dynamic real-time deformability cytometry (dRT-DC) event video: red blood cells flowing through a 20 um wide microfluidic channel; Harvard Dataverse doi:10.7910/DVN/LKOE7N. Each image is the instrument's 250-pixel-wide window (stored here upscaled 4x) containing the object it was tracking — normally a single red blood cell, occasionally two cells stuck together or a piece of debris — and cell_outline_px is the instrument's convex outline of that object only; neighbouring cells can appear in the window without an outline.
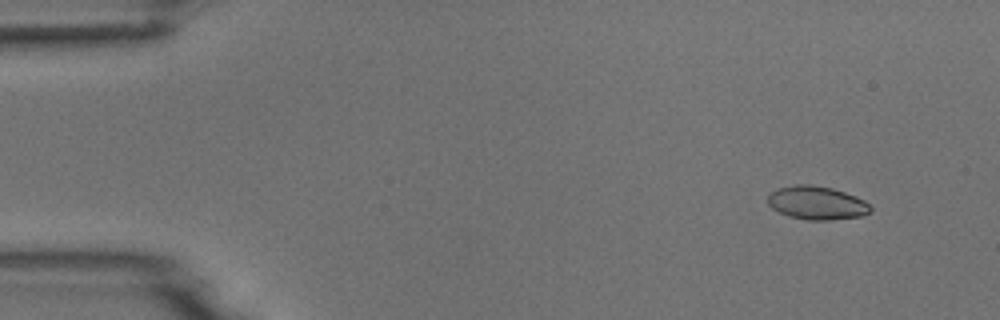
{"species": "common noctule bat (a hibernating species)", "species_latin": "Nyctalus noctula", "temperature_condition": "room temperature", "stored_images_in_passage": 5, "camera_frame_rate_fps": 3000, "um_per_image_px": 0.085, "animal": {"sex": "male", "body_mass_g": 18.8}, "frame": {"image": 1, "passage_image": 2, "time_ms": 1.333, "image_size_px": [1000, 320], "cell_outline_px": [[872, 212], [864, 216], [832, 220], [808, 220], [788, 216], [772, 208], [768, 204], [768, 196], [776, 188], [796, 184], [808, 184], [832, 188], [856, 196], [864, 200], [872, 208]], "centroid_in_image_um": [69.45, 17.25], "position_along_channel_um": 15.5, "area_um2": 20.17}}
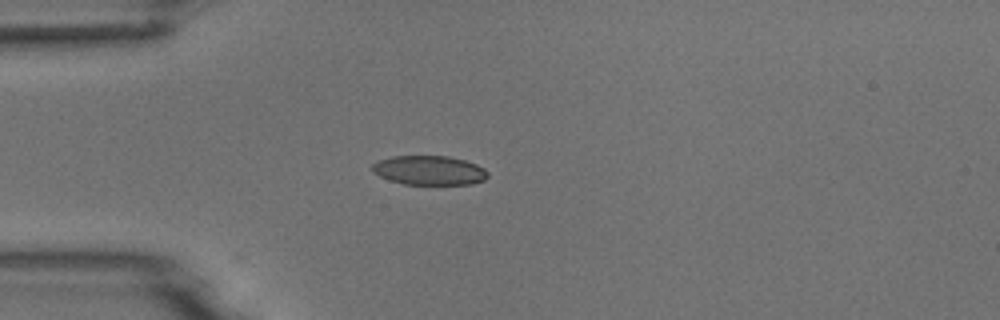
{"frame": {"image": 2, "passage_image": 5, "time_ms": 4.667, "image_size_px": [1000, 320], "cell_outline_px": [[488, 176], [484, 180], [472, 184], [404, 184], [388, 180], [372, 172], [372, 164], [380, 160], [392, 156], [448, 156], [464, 160], [476, 164], [484, 168], [488, 172]], "centroid_in_image_um": [36.48, 14.48], "position_along_channel_um": 48.5, "area_um2": 19.71}}